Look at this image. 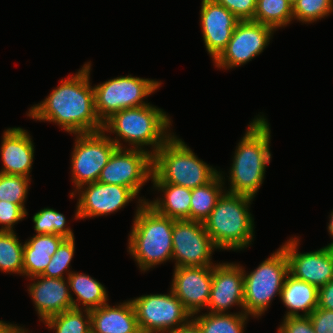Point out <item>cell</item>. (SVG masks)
Listing matches in <instances>:
<instances>
[{
    "label": "cell",
    "mask_w": 333,
    "mask_h": 333,
    "mask_svg": "<svg viewBox=\"0 0 333 333\" xmlns=\"http://www.w3.org/2000/svg\"><path fill=\"white\" fill-rule=\"evenodd\" d=\"M90 64H84L73 77L62 79L44 101L29 110L28 116L57 123L74 134L101 131L103 122L96 113L94 88L89 82Z\"/></svg>",
    "instance_id": "6da1fadb"
},
{
    "label": "cell",
    "mask_w": 333,
    "mask_h": 333,
    "mask_svg": "<svg viewBox=\"0 0 333 333\" xmlns=\"http://www.w3.org/2000/svg\"><path fill=\"white\" fill-rule=\"evenodd\" d=\"M270 136L269 124L263 116L250 123L234 153L230 169L232 186L227 192L255 197L271 159Z\"/></svg>",
    "instance_id": "7a4b0ae2"
},
{
    "label": "cell",
    "mask_w": 333,
    "mask_h": 333,
    "mask_svg": "<svg viewBox=\"0 0 333 333\" xmlns=\"http://www.w3.org/2000/svg\"><path fill=\"white\" fill-rule=\"evenodd\" d=\"M128 250L142 271L172 259L174 219L159 214L148 201L139 199Z\"/></svg>",
    "instance_id": "3957f363"
},
{
    "label": "cell",
    "mask_w": 333,
    "mask_h": 333,
    "mask_svg": "<svg viewBox=\"0 0 333 333\" xmlns=\"http://www.w3.org/2000/svg\"><path fill=\"white\" fill-rule=\"evenodd\" d=\"M220 172L198 159L172 135L152 156L153 183H170L195 189L211 182Z\"/></svg>",
    "instance_id": "277c9868"
},
{
    "label": "cell",
    "mask_w": 333,
    "mask_h": 333,
    "mask_svg": "<svg viewBox=\"0 0 333 333\" xmlns=\"http://www.w3.org/2000/svg\"><path fill=\"white\" fill-rule=\"evenodd\" d=\"M224 193L203 224L218 249L239 250L253 239L254 223L248 212L253 197Z\"/></svg>",
    "instance_id": "5b68a950"
},
{
    "label": "cell",
    "mask_w": 333,
    "mask_h": 333,
    "mask_svg": "<svg viewBox=\"0 0 333 333\" xmlns=\"http://www.w3.org/2000/svg\"><path fill=\"white\" fill-rule=\"evenodd\" d=\"M169 125L171 121L162 109L147 104L113 113L103 122L102 131L116 133L118 138L133 145V149L143 150L144 145H152L153 156L172 136L165 132Z\"/></svg>",
    "instance_id": "8992f818"
},
{
    "label": "cell",
    "mask_w": 333,
    "mask_h": 333,
    "mask_svg": "<svg viewBox=\"0 0 333 333\" xmlns=\"http://www.w3.org/2000/svg\"><path fill=\"white\" fill-rule=\"evenodd\" d=\"M289 263L281 247L246 276L244 270V313L261 316L275 295H281Z\"/></svg>",
    "instance_id": "52a82bcc"
},
{
    "label": "cell",
    "mask_w": 333,
    "mask_h": 333,
    "mask_svg": "<svg viewBox=\"0 0 333 333\" xmlns=\"http://www.w3.org/2000/svg\"><path fill=\"white\" fill-rule=\"evenodd\" d=\"M160 85L158 81L131 75L110 79L93 87L96 113L104 122L115 112L147 105L142 100L154 93Z\"/></svg>",
    "instance_id": "ba28073f"
},
{
    "label": "cell",
    "mask_w": 333,
    "mask_h": 333,
    "mask_svg": "<svg viewBox=\"0 0 333 333\" xmlns=\"http://www.w3.org/2000/svg\"><path fill=\"white\" fill-rule=\"evenodd\" d=\"M72 153V181L76 189L96 182L116 148H123L120 139L107 137L104 131L76 134Z\"/></svg>",
    "instance_id": "9c48e42d"
},
{
    "label": "cell",
    "mask_w": 333,
    "mask_h": 333,
    "mask_svg": "<svg viewBox=\"0 0 333 333\" xmlns=\"http://www.w3.org/2000/svg\"><path fill=\"white\" fill-rule=\"evenodd\" d=\"M131 301L141 333H170L192 317L172 290L169 295H143Z\"/></svg>",
    "instance_id": "30bf717a"
},
{
    "label": "cell",
    "mask_w": 333,
    "mask_h": 333,
    "mask_svg": "<svg viewBox=\"0 0 333 333\" xmlns=\"http://www.w3.org/2000/svg\"><path fill=\"white\" fill-rule=\"evenodd\" d=\"M116 148L101 170L98 182L129 188L136 196L152 176L151 152L141 149Z\"/></svg>",
    "instance_id": "8fae6325"
},
{
    "label": "cell",
    "mask_w": 333,
    "mask_h": 333,
    "mask_svg": "<svg viewBox=\"0 0 333 333\" xmlns=\"http://www.w3.org/2000/svg\"><path fill=\"white\" fill-rule=\"evenodd\" d=\"M172 244L175 268L210 266L213 249H217L203 222L193 220L174 221Z\"/></svg>",
    "instance_id": "7c38bea8"
},
{
    "label": "cell",
    "mask_w": 333,
    "mask_h": 333,
    "mask_svg": "<svg viewBox=\"0 0 333 333\" xmlns=\"http://www.w3.org/2000/svg\"><path fill=\"white\" fill-rule=\"evenodd\" d=\"M274 29L253 20L239 21L227 47L214 60L219 68L230 69L251 61L269 44Z\"/></svg>",
    "instance_id": "4fadbf2b"
},
{
    "label": "cell",
    "mask_w": 333,
    "mask_h": 333,
    "mask_svg": "<svg viewBox=\"0 0 333 333\" xmlns=\"http://www.w3.org/2000/svg\"><path fill=\"white\" fill-rule=\"evenodd\" d=\"M298 242L297 238H293L282 246L288 259L289 274L317 288L333 280V246L298 253Z\"/></svg>",
    "instance_id": "5bb4252c"
},
{
    "label": "cell",
    "mask_w": 333,
    "mask_h": 333,
    "mask_svg": "<svg viewBox=\"0 0 333 333\" xmlns=\"http://www.w3.org/2000/svg\"><path fill=\"white\" fill-rule=\"evenodd\" d=\"M171 290L192 318L207 307L213 277V265L176 267Z\"/></svg>",
    "instance_id": "9a60e30c"
},
{
    "label": "cell",
    "mask_w": 333,
    "mask_h": 333,
    "mask_svg": "<svg viewBox=\"0 0 333 333\" xmlns=\"http://www.w3.org/2000/svg\"><path fill=\"white\" fill-rule=\"evenodd\" d=\"M80 187L76 219L103 216L123 208L136 195L127 187L98 181ZM84 190V191H81Z\"/></svg>",
    "instance_id": "2e32d148"
},
{
    "label": "cell",
    "mask_w": 333,
    "mask_h": 333,
    "mask_svg": "<svg viewBox=\"0 0 333 333\" xmlns=\"http://www.w3.org/2000/svg\"><path fill=\"white\" fill-rule=\"evenodd\" d=\"M244 269L239 264L223 263L213 266L210 313H225L234 304L244 310Z\"/></svg>",
    "instance_id": "e0dca14e"
},
{
    "label": "cell",
    "mask_w": 333,
    "mask_h": 333,
    "mask_svg": "<svg viewBox=\"0 0 333 333\" xmlns=\"http://www.w3.org/2000/svg\"><path fill=\"white\" fill-rule=\"evenodd\" d=\"M200 12L203 40L207 52L215 60L227 47L240 20L214 0H202Z\"/></svg>",
    "instance_id": "ac0fdd59"
},
{
    "label": "cell",
    "mask_w": 333,
    "mask_h": 333,
    "mask_svg": "<svg viewBox=\"0 0 333 333\" xmlns=\"http://www.w3.org/2000/svg\"><path fill=\"white\" fill-rule=\"evenodd\" d=\"M30 278L38 279L28 290L42 321L73 308L74 299L64 278H48L42 275Z\"/></svg>",
    "instance_id": "d6986e66"
},
{
    "label": "cell",
    "mask_w": 333,
    "mask_h": 333,
    "mask_svg": "<svg viewBox=\"0 0 333 333\" xmlns=\"http://www.w3.org/2000/svg\"><path fill=\"white\" fill-rule=\"evenodd\" d=\"M1 145L3 168L0 173L29 177L34 157V145L28 132L20 127L4 132Z\"/></svg>",
    "instance_id": "ffe728a7"
},
{
    "label": "cell",
    "mask_w": 333,
    "mask_h": 333,
    "mask_svg": "<svg viewBox=\"0 0 333 333\" xmlns=\"http://www.w3.org/2000/svg\"><path fill=\"white\" fill-rule=\"evenodd\" d=\"M91 333H141L131 300L118 306L109 304L90 310Z\"/></svg>",
    "instance_id": "44dd1931"
},
{
    "label": "cell",
    "mask_w": 333,
    "mask_h": 333,
    "mask_svg": "<svg viewBox=\"0 0 333 333\" xmlns=\"http://www.w3.org/2000/svg\"><path fill=\"white\" fill-rule=\"evenodd\" d=\"M64 237L56 234H36L24 244L23 275H41Z\"/></svg>",
    "instance_id": "7402d4cb"
},
{
    "label": "cell",
    "mask_w": 333,
    "mask_h": 333,
    "mask_svg": "<svg viewBox=\"0 0 333 333\" xmlns=\"http://www.w3.org/2000/svg\"><path fill=\"white\" fill-rule=\"evenodd\" d=\"M280 298L289 309L285 317L309 316L318 307V288L288 274Z\"/></svg>",
    "instance_id": "603a6c76"
},
{
    "label": "cell",
    "mask_w": 333,
    "mask_h": 333,
    "mask_svg": "<svg viewBox=\"0 0 333 333\" xmlns=\"http://www.w3.org/2000/svg\"><path fill=\"white\" fill-rule=\"evenodd\" d=\"M153 185L164 192V198L148 202L152 208L174 220H190L191 189L170 183H153Z\"/></svg>",
    "instance_id": "cb8c5ba5"
},
{
    "label": "cell",
    "mask_w": 333,
    "mask_h": 333,
    "mask_svg": "<svg viewBox=\"0 0 333 333\" xmlns=\"http://www.w3.org/2000/svg\"><path fill=\"white\" fill-rule=\"evenodd\" d=\"M67 275L69 289L77 296V299L72 301L73 308L79 309L76 302H81L86 310L98 308L107 302L108 294L99 281L86 274L69 272Z\"/></svg>",
    "instance_id": "d4e9b609"
},
{
    "label": "cell",
    "mask_w": 333,
    "mask_h": 333,
    "mask_svg": "<svg viewBox=\"0 0 333 333\" xmlns=\"http://www.w3.org/2000/svg\"><path fill=\"white\" fill-rule=\"evenodd\" d=\"M222 175L219 173L206 185L192 189L190 220L204 222L214 209L217 200L222 195ZM222 183V184H221Z\"/></svg>",
    "instance_id": "484cf974"
},
{
    "label": "cell",
    "mask_w": 333,
    "mask_h": 333,
    "mask_svg": "<svg viewBox=\"0 0 333 333\" xmlns=\"http://www.w3.org/2000/svg\"><path fill=\"white\" fill-rule=\"evenodd\" d=\"M293 20V6L287 0H257L253 21L276 30Z\"/></svg>",
    "instance_id": "4316f807"
},
{
    "label": "cell",
    "mask_w": 333,
    "mask_h": 333,
    "mask_svg": "<svg viewBox=\"0 0 333 333\" xmlns=\"http://www.w3.org/2000/svg\"><path fill=\"white\" fill-rule=\"evenodd\" d=\"M248 315L245 313H208L193 318L201 333H243Z\"/></svg>",
    "instance_id": "83f0119b"
},
{
    "label": "cell",
    "mask_w": 333,
    "mask_h": 333,
    "mask_svg": "<svg viewBox=\"0 0 333 333\" xmlns=\"http://www.w3.org/2000/svg\"><path fill=\"white\" fill-rule=\"evenodd\" d=\"M81 311L80 308H72L54 315L44 322L49 328L55 329L56 333H91L90 310H84L86 313L85 316L83 315V311Z\"/></svg>",
    "instance_id": "f1b7e54d"
},
{
    "label": "cell",
    "mask_w": 333,
    "mask_h": 333,
    "mask_svg": "<svg viewBox=\"0 0 333 333\" xmlns=\"http://www.w3.org/2000/svg\"><path fill=\"white\" fill-rule=\"evenodd\" d=\"M24 244L13 232L0 231V270L23 275Z\"/></svg>",
    "instance_id": "f546056e"
},
{
    "label": "cell",
    "mask_w": 333,
    "mask_h": 333,
    "mask_svg": "<svg viewBox=\"0 0 333 333\" xmlns=\"http://www.w3.org/2000/svg\"><path fill=\"white\" fill-rule=\"evenodd\" d=\"M34 229L37 234H56L65 239L74 238L70 228H66V219L63 214L51 208L41 209L33 216Z\"/></svg>",
    "instance_id": "4dcf8cb0"
},
{
    "label": "cell",
    "mask_w": 333,
    "mask_h": 333,
    "mask_svg": "<svg viewBox=\"0 0 333 333\" xmlns=\"http://www.w3.org/2000/svg\"><path fill=\"white\" fill-rule=\"evenodd\" d=\"M30 178L21 175L0 173V200L20 205L24 210V202L28 193Z\"/></svg>",
    "instance_id": "1f68e13d"
},
{
    "label": "cell",
    "mask_w": 333,
    "mask_h": 333,
    "mask_svg": "<svg viewBox=\"0 0 333 333\" xmlns=\"http://www.w3.org/2000/svg\"><path fill=\"white\" fill-rule=\"evenodd\" d=\"M333 12V0H298L293 5V18L314 22Z\"/></svg>",
    "instance_id": "d6a6232c"
},
{
    "label": "cell",
    "mask_w": 333,
    "mask_h": 333,
    "mask_svg": "<svg viewBox=\"0 0 333 333\" xmlns=\"http://www.w3.org/2000/svg\"><path fill=\"white\" fill-rule=\"evenodd\" d=\"M75 238L65 239L57 251L51 257L49 264L47 265L42 276L48 278H64L63 272L68 270L70 262L74 255L75 249Z\"/></svg>",
    "instance_id": "836d02e7"
},
{
    "label": "cell",
    "mask_w": 333,
    "mask_h": 333,
    "mask_svg": "<svg viewBox=\"0 0 333 333\" xmlns=\"http://www.w3.org/2000/svg\"><path fill=\"white\" fill-rule=\"evenodd\" d=\"M27 211L20 205L0 200V231L13 232V225L25 218Z\"/></svg>",
    "instance_id": "e575fe53"
},
{
    "label": "cell",
    "mask_w": 333,
    "mask_h": 333,
    "mask_svg": "<svg viewBox=\"0 0 333 333\" xmlns=\"http://www.w3.org/2000/svg\"><path fill=\"white\" fill-rule=\"evenodd\" d=\"M223 5L240 21L253 20L257 0H214Z\"/></svg>",
    "instance_id": "d590c367"
},
{
    "label": "cell",
    "mask_w": 333,
    "mask_h": 333,
    "mask_svg": "<svg viewBox=\"0 0 333 333\" xmlns=\"http://www.w3.org/2000/svg\"><path fill=\"white\" fill-rule=\"evenodd\" d=\"M278 333H315L309 316L285 317Z\"/></svg>",
    "instance_id": "8d00e7d4"
},
{
    "label": "cell",
    "mask_w": 333,
    "mask_h": 333,
    "mask_svg": "<svg viewBox=\"0 0 333 333\" xmlns=\"http://www.w3.org/2000/svg\"><path fill=\"white\" fill-rule=\"evenodd\" d=\"M309 318L315 333H333V310L317 307Z\"/></svg>",
    "instance_id": "74e56055"
},
{
    "label": "cell",
    "mask_w": 333,
    "mask_h": 333,
    "mask_svg": "<svg viewBox=\"0 0 333 333\" xmlns=\"http://www.w3.org/2000/svg\"><path fill=\"white\" fill-rule=\"evenodd\" d=\"M318 308L333 310V280L318 288Z\"/></svg>",
    "instance_id": "f35d334b"
},
{
    "label": "cell",
    "mask_w": 333,
    "mask_h": 333,
    "mask_svg": "<svg viewBox=\"0 0 333 333\" xmlns=\"http://www.w3.org/2000/svg\"><path fill=\"white\" fill-rule=\"evenodd\" d=\"M170 333H201V330L198 324L192 319L189 320L186 324L181 325L178 329Z\"/></svg>",
    "instance_id": "ab89813d"
},
{
    "label": "cell",
    "mask_w": 333,
    "mask_h": 333,
    "mask_svg": "<svg viewBox=\"0 0 333 333\" xmlns=\"http://www.w3.org/2000/svg\"><path fill=\"white\" fill-rule=\"evenodd\" d=\"M14 325L0 321V333H8Z\"/></svg>",
    "instance_id": "60d3db41"
},
{
    "label": "cell",
    "mask_w": 333,
    "mask_h": 333,
    "mask_svg": "<svg viewBox=\"0 0 333 333\" xmlns=\"http://www.w3.org/2000/svg\"><path fill=\"white\" fill-rule=\"evenodd\" d=\"M20 326L14 325L8 333H28L27 330L22 329Z\"/></svg>",
    "instance_id": "b9f144b4"
},
{
    "label": "cell",
    "mask_w": 333,
    "mask_h": 333,
    "mask_svg": "<svg viewBox=\"0 0 333 333\" xmlns=\"http://www.w3.org/2000/svg\"><path fill=\"white\" fill-rule=\"evenodd\" d=\"M328 231H329V234L332 235V237H333V212L331 213V218H330V222L328 225ZM329 246H333V242L330 243Z\"/></svg>",
    "instance_id": "7bdbcfd3"
},
{
    "label": "cell",
    "mask_w": 333,
    "mask_h": 333,
    "mask_svg": "<svg viewBox=\"0 0 333 333\" xmlns=\"http://www.w3.org/2000/svg\"><path fill=\"white\" fill-rule=\"evenodd\" d=\"M292 6L298 1V0H287Z\"/></svg>",
    "instance_id": "ee69618b"
}]
</instances>
